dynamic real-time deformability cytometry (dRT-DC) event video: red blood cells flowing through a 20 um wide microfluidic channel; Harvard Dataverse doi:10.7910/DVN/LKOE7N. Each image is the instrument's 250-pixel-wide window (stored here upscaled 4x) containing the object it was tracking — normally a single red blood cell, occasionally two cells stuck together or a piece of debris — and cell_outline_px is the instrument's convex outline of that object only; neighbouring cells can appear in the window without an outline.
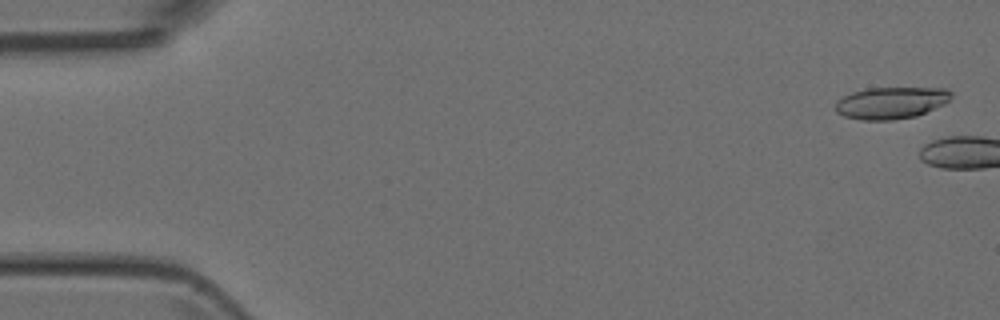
{"species": "Egyptian fruit bat (a non-hibernating species)", "species_latin": "Rousettus aegyptiacus", "temperature_condition": "room temperature", "stored_images_in_passage": 8, "camera_frame_rate_fps": 3000, "um_per_image_px": 0.085, "animal": {"sex": "female"}, "frame": {"image": 1, "passage_image": 2, "time_ms": 0.333, "image_size_px": [1000, 320], "cell_outline_px": [[952, 96], [944, 104], [916, 116], [892, 120], [860, 120], [844, 116], [836, 112], [836, 100], [852, 92], [868, 88], [944, 88], [952, 92]], "centroid_in_image_um": [75.72, 8.74], "position_along_channel_um": 9.3, "area_um2": 21.44}}